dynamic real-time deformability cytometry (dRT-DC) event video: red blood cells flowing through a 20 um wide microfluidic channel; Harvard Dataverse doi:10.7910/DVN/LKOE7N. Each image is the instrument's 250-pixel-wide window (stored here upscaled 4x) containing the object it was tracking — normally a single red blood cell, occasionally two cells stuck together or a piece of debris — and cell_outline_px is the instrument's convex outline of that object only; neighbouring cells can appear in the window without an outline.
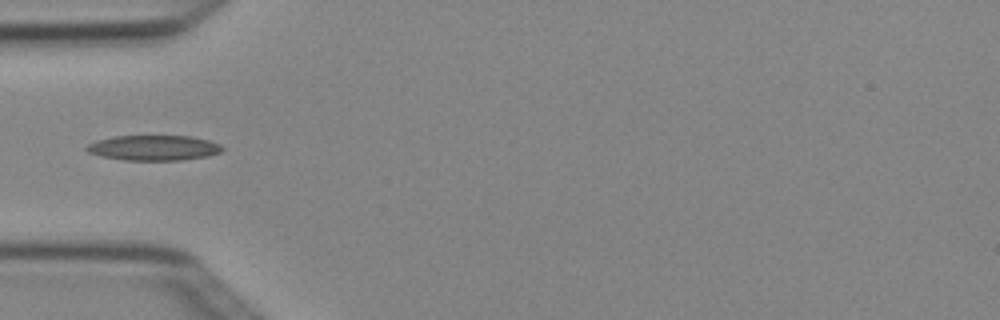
{"species": "Egyptian fruit bat (a non-hibernating species)", "species_latin": "Rousettus aegyptiacus", "temperature_condition": "cold", "stored_images_in_passage": 5, "camera_frame_rate_fps": 3000, "um_per_image_px": 0.085, "animal": {"sex": "female"}, "frame": {"image": 1, "passage_image": 4, "time_ms": 1.0, "image_size_px": [1000, 320], "cell_outline_px": [[224, 148], [220, 152], [208, 156], [180, 160], [124, 160], [100, 156], [88, 152], [84, 148], [88, 144], [96, 140], [112, 136], [192, 136], [208, 140], [220, 144]], "centroid_in_image_um": [13.04, 12.56], "position_along_channel_um": 72.0, "area_um2": 20.0}}
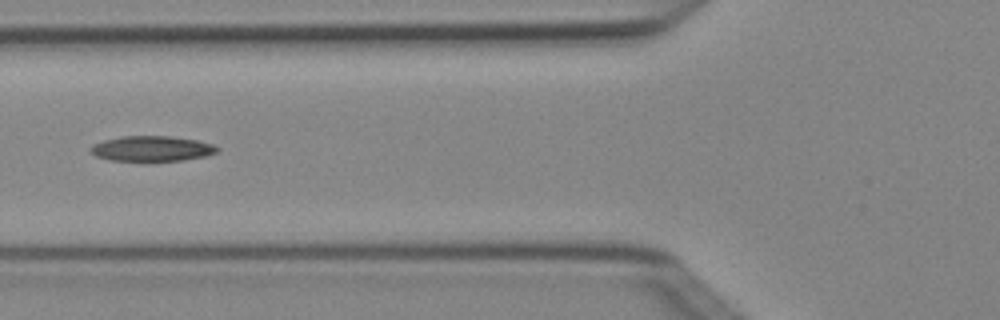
{"frame": {"image": 2, "passage_image": 5, "time_ms": 1.333, "image_size_px": [1000, 320], "cell_outline_px": [[220, 148], [216, 152], [204, 156], [180, 160], [108, 160], [96, 156], [88, 148], [92, 144], [104, 140], [120, 136], [168, 136], [196, 140], [212, 144]], "centroid_in_image_um": [12.86, 12.62], "position_along_channel_um": 112.9, "area_um2": 18.38}}